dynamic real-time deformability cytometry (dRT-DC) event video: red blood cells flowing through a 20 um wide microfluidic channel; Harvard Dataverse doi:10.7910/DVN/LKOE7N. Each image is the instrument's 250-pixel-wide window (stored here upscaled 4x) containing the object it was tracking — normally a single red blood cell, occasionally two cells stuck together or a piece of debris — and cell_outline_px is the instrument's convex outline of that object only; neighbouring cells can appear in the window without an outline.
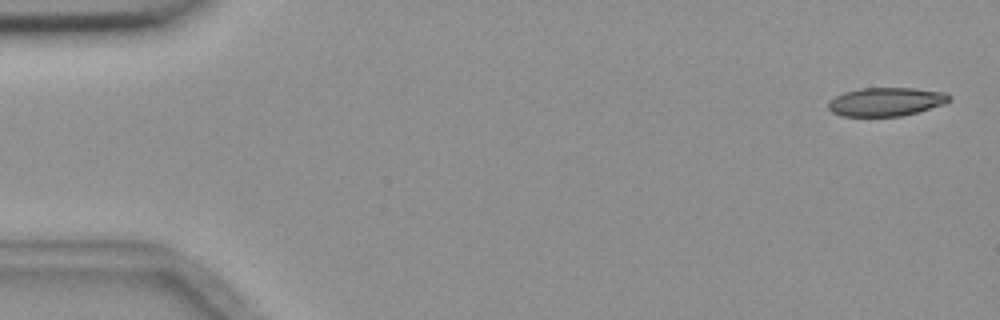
{"species": "common noctule bat (a hibernating species)", "species_latin": "Nyctalus noctula", "temperature_condition": "room temperature", "stored_images_in_passage": 5, "camera_frame_rate_fps": 3000, "um_per_image_px": 0.085, "animal": {"sex": "female", "body_mass_g": 18.4}, "frame": {"image": 1, "passage_image": 1, "time_ms": 0.0, "image_size_px": [1000, 320], "cell_outline_px": [[952, 100], [944, 104], [916, 112], [900, 116], [840, 116], [832, 112], [828, 108], [828, 100], [844, 92], [860, 88], [912, 88], [944, 92], [952, 96]], "centroid_in_image_um": [75.3, 8.64], "position_along_channel_um": 9.7, "area_um2": 20.17}}
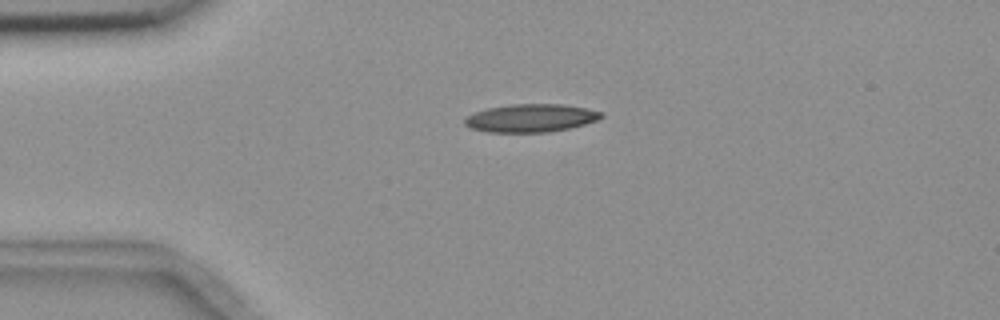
{"frame": {"image": 2, "passage_image": 4, "time_ms": 3.667, "image_size_px": [1000, 320], "cell_outline_px": [[604, 116], [596, 120], [584, 124], [568, 128], [548, 132], [488, 132], [468, 128], [464, 124], [464, 120], [468, 116], [476, 112], [488, 108], [512, 104], [564, 104], [604, 112]], "centroid_in_image_um": [45.11, 10.03], "position_along_channel_um": 39.9, "area_um2": 22.2}}